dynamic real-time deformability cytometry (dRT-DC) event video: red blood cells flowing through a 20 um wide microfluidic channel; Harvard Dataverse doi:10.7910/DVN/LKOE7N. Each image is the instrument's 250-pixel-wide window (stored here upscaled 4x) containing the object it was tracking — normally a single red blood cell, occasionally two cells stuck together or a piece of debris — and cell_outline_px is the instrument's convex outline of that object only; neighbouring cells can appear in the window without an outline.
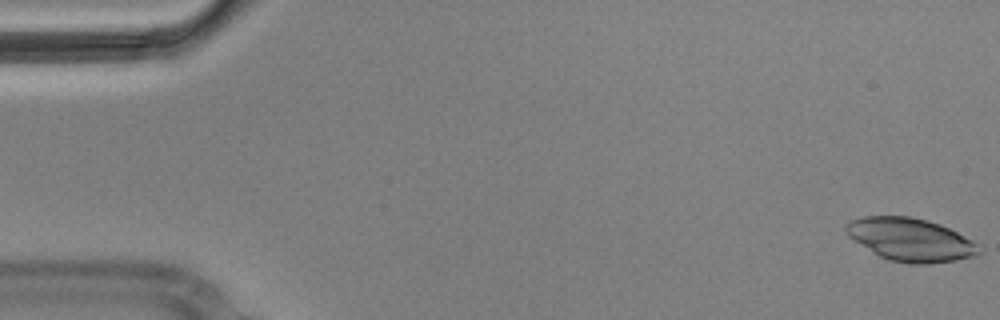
{"species": "Egyptian fruit bat (a non-hibernating species)", "species_latin": "Rousettus aegyptiacus", "temperature_condition": "cold", "stored_images_in_passage": 5, "camera_frame_rate_fps": 3000, "um_per_image_px": 0.085, "animal": {"sex": "male"}, "frame": {"image": 1, "passage_image": 1, "time_ms": 0.0, "image_size_px": [1000, 320], "cell_outline_px": [[984, 252], [980, 256], [956, 260], [928, 264], [908, 264], [888, 260], [880, 256], [848, 236], [844, 232], [844, 224], [852, 220], [864, 216], [908, 216], [928, 220], [940, 224], [972, 240], [984, 248]], "centroid_in_image_um": [77.45, 20.38], "position_along_channel_um": 7.6, "area_um2": 33.7}}